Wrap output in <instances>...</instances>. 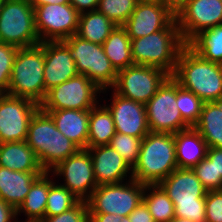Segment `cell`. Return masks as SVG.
<instances>
[{
  "label": "cell",
  "instance_id": "cell-1",
  "mask_svg": "<svg viewBox=\"0 0 222 222\" xmlns=\"http://www.w3.org/2000/svg\"><path fill=\"white\" fill-rule=\"evenodd\" d=\"M171 77L204 103L222 101V64L203 59L187 45L181 50Z\"/></svg>",
  "mask_w": 222,
  "mask_h": 222
},
{
  "label": "cell",
  "instance_id": "cell-2",
  "mask_svg": "<svg viewBox=\"0 0 222 222\" xmlns=\"http://www.w3.org/2000/svg\"><path fill=\"white\" fill-rule=\"evenodd\" d=\"M177 168L174 134L149 132L142 139L130 177L145 185H157Z\"/></svg>",
  "mask_w": 222,
  "mask_h": 222
},
{
  "label": "cell",
  "instance_id": "cell-3",
  "mask_svg": "<svg viewBox=\"0 0 222 222\" xmlns=\"http://www.w3.org/2000/svg\"><path fill=\"white\" fill-rule=\"evenodd\" d=\"M185 46L175 18L165 29L131 40L134 65L159 68L172 76Z\"/></svg>",
  "mask_w": 222,
  "mask_h": 222
},
{
  "label": "cell",
  "instance_id": "cell-4",
  "mask_svg": "<svg viewBox=\"0 0 222 222\" xmlns=\"http://www.w3.org/2000/svg\"><path fill=\"white\" fill-rule=\"evenodd\" d=\"M26 143L34 150L44 171H52L80 148L57 128L52 117L39 108L32 117Z\"/></svg>",
  "mask_w": 222,
  "mask_h": 222
},
{
  "label": "cell",
  "instance_id": "cell-5",
  "mask_svg": "<svg viewBox=\"0 0 222 222\" xmlns=\"http://www.w3.org/2000/svg\"><path fill=\"white\" fill-rule=\"evenodd\" d=\"M174 204L175 217L205 222L207 190L192 169H175L158 184Z\"/></svg>",
  "mask_w": 222,
  "mask_h": 222
},
{
  "label": "cell",
  "instance_id": "cell-6",
  "mask_svg": "<svg viewBox=\"0 0 222 222\" xmlns=\"http://www.w3.org/2000/svg\"><path fill=\"white\" fill-rule=\"evenodd\" d=\"M44 66V49L40 45L18 48L7 94L40 105L47 94L44 87Z\"/></svg>",
  "mask_w": 222,
  "mask_h": 222
},
{
  "label": "cell",
  "instance_id": "cell-7",
  "mask_svg": "<svg viewBox=\"0 0 222 222\" xmlns=\"http://www.w3.org/2000/svg\"><path fill=\"white\" fill-rule=\"evenodd\" d=\"M0 42L27 48L40 44L34 8L28 0H4L0 9Z\"/></svg>",
  "mask_w": 222,
  "mask_h": 222
},
{
  "label": "cell",
  "instance_id": "cell-8",
  "mask_svg": "<svg viewBox=\"0 0 222 222\" xmlns=\"http://www.w3.org/2000/svg\"><path fill=\"white\" fill-rule=\"evenodd\" d=\"M64 42L71 50L78 74L85 75L102 91L114 86L118 71L104 53L102 45L84 40L76 34Z\"/></svg>",
  "mask_w": 222,
  "mask_h": 222
},
{
  "label": "cell",
  "instance_id": "cell-9",
  "mask_svg": "<svg viewBox=\"0 0 222 222\" xmlns=\"http://www.w3.org/2000/svg\"><path fill=\"white\" fill-rule=\"evenodd\" d=\"M126 185H98L86 200L89 213L118 214L128 216L142 201L145 184L129 179Z\"/></svg>",
  "mask_w": 222,
  "mask_h": 222
},
{
  "label": "cell",
  "instance_id": "cell-10",
  "mask_svg": "<svg viewBox=\"0 0 222 222\" xmlns=\"http://www.w3.org/2000/svg\"><path fill=\"white\" fill-rule=\"evenodd\" d=\"M169 77L159 68L132 65L118 71L112 88L124 98L146 104Z\"/></svg>",
  "mask_w": 222,
  "mask_h": 222
},
{
  "label": "cell",
  "instance_id": "cell-11",
  "mask_svg": "<svg viewBox=\"0 0 222 222\" xmlns=\"http://www.w3.org/2000/svg\"><path fill=\"white\" fill-rule=\"evenodd\" d=\"M150 132L172 133L189 128L176 103V81L170 76L145 104Z\"/></svg>",
  "mask_w": 222,
  "mask_h": 222
},
{
  "label": "cell",
  "instance_id": "cell-12",
  "mask_svg": "<svg viewBox=\"0 0 222 222\" xmlns=\"http://www.w3.org/2000/svg\"><path fill=\"white\" fill-rule=\"evenodd\" d=\"M100 90L85 75L78 74L47 91L40 104L42 110H90L97 104L96 96Z\"/></svg>",
  "mask_w": 222,
  "mask_h": 222
},
{
  "label": "cell",
  "instance_id": "cell-13",
  "mask_svg": "<svg viewBox=\"0 0 222 222\" xmlns=\"http://www.w3.org/2000/svg\"><path fill=\"white\" fill-rule=\"evenodd\" d=\"M40 42L64 41L77 33L80 13L70 4H44L34 8Z\"/></svg>",
  "mask_w": 222,
  "mask_h": 222
},
{
  "label": "cell",
  "instance_id": "cell-14",
  "mask_svg": "<svg viewBox=\"0 0 222 222\" xmlns=\"http://www.w3.org/2000/svg\"><path fill=\"white\" fill-rule=\"evenodd\" d=\"M39 108L29 99L0 94V143L26 141L29 123Z\"/></svg>",
  "mask_w": 222,
  "mask_h": 222
},
{
  "label": "cell",
  "instance_id": "cell-15",
  "mask_svg": "<svg viewBox=\"0 0 222 222\" xmlns=\"http://www.w3.org/2000/svg\"><path fill=\"white\" fill-rule=\"evenodd\" d=\"M53 169V174L59 176L62 174L65 178V185L61 186L67 188L81 201H86L98 186L88 149H79Z\"/></svg>",
  "mask_w": 222,
  "mask_h": 222
},
{
  "label": "cell",
  "instance_id": "cell-16",
  "mask_svg": "<svg viewBox=\"0 0 222 222\" xmlns=\"http://www.w3.org/2000/svg\"><path fill=\"white\" fill-rule=\"evenodd\" d=\"M176 21L187 44L198 33L222 24L221 0H190L176 15Z\"/></svg>",
  "mask_w": 222,
  "mask_h": 222
},
{
  "label": "cell",
  "instance_id": "cell-17",
  "mask_svg": "<svg viewBox=\"0 0 222 222\" xmlns=\"http://www.w3.org/2000/svg\"><path fill=\"white\" fill-rule=\"evenodd\" d=\"M175 18L164 4L139 0L123 27L132 40L165 29Z\"/></svg>",
  "mask_w": 222,
  "mask_h": 222
},
{
  "label": "cell",
  "instance_id": "cell-18",
  "mask_svg": "<svg viewBox=\"0 0 222 222\" xmlns=\"http://www.w3.org/2000/svg\"><path fill=\"white\" fill-rule=\"evenodd\" d=\"M39 45L44 49L46 91L78 75L71 50L64 41L40 42Z\"/></svg>",
  "mask_w": 222,
  "mask_h": 222
},
{
  "label": "cell",
  "instance_id": "cell-19",
  "mask_svg": "<svg viewBox=\"0 0 222 222\" xmlns=\"http://www.w3.org/2000/svg\"><path fill=\"white\" fill-rule=\"evenodd\" d=\"M110 110L116 132L144 138L149 132L145 104L124 98L114 92Z\"/></svg>",
  "mask_w": 222,
  "mask_h": 222
},
{
  "label": "cell",
  "instance_id": "cell-20",
  "mask_svg": "<svg viewBox=\"0 0 222 222\" xmlns=\"http://www.w3.org/2000/svg\"><path fill=\"white\" fill-rule=\"evenodd\" d=\"M93 162L97 185L119 184L132 171L129 164L110 145L87 147Z\"/></svg>",
  "mask_w": 222,
  "mask_h": 222
},
{
  "label": "cell",
  "instance_id": "cell-21",
  "mask_svg": "<svg viewBox=\"0 0 222 222\" xmlns=\"http://www.w3.org/2000/svg\"><path fill=\"white\" fill-rule=\"evenodd\" d=\"M53 119L56 128L80 149H87L90 110H43Z\"/></svg>",
  "mask_w": 222,
  "mask_h": 222
},
{
  "label": "cell",
  "instance_id": "cell-22",
  "mask_svg": "<svg viewBox=\"0 0 222 222\" xmlns=\"http://www.w3.org/2000/svg\"><path fill=\"white\" fill-rule=\"evenodd\" d=\"M174 141L178 168L192 169L207 156L209 147L194 127L175 133Z\"/></svg>",
  "mask_w": 222,
  "mask_h": 222
},
{
  "label": "cell",
  "instance_id": "cell-23",
  "mask_svg": "<svg viewBox=\"0 0 222 222\" xmlns=\"http://www.w3.org/2000/svg\"><path fill=\"white\" fill-rule=\"evenodd\" d=\"M43 173L13 171L0 166V199L17 209L27 196L33 182Z\"/></svg>",
  "mask_w": 222,
  "mask_h": 222
},
{
  "label": "cell",
  "instance_id": "cell-24",
  "mask_svg": "<svg viewBox=\"0 0 222 222\" xmlns=\"http://www.w3.org/2000/svg\"><path fill=\"white\" fill-rule=\"evenodd\" d=\"M0 166L13 171L45 172L26 141L0 143Z\"/></svg>",
  "mask_w": 222,
  "mask_h": 222
},
{
  "label": "cell",
  "instance_id": "cell-25",
  "mask_svg": "<svg viewBox=\"0 0 222 222\" xmlns=\"http://www.w3.org/2000/svg\"><path fill=\"white\" fill-rule=\"evenodd\" d=\"M194 128L209 148L222 149V101L203 103L200 117Z\"/></svg>",
  "mask_w": 222,
  "mask_h": 222
},
{
  "label": "cell",
  "instance_id": "cell-26",
  "mask_svg": "<svg viewBox=\"0 0 222 222\" xmlns=\"http://www.w3.org/2000/svg\"><path fill=\"white\" fill-rule=\"evenodd\" d=\"M48 171L41 174L32 184L24 201L16 209L18 213L24 212L28 221H40L45 217L47 196L50 186L54 183L48 178Z\"/></svg>",
  "mask_w": 222,
  "mask_h": 222
},
{
  "label": "cell",
  "instance_id": "cell-27",
  "mask_svg": "<svg viewBox=\"0 0 222 222\" xmlns=\"http://www.w3.org/2000/svg\"><path fill=\"white\" fill-rule=\"evenodd\" d=\"M104 53L119 71L134 65L131 51V39L123 26H116L102 44Z\"/></svg>",
  "mask_w": 222,
  "mask_h": 222
},
{
  "label": "cell",
  "instance_id": "cell-28",
  "mask_svg": "<svg viewBox=\"0 0 222 222\" xmlns=\"http://www.w3.org/2000/svg\"><path fill=\"white\" fill-rule=\"evenodd\" d=\"M116 25L98 10L79 15L76 35L89 42L102 45Z\"/></svg>",
  "mask_w": 222,
  "mask_h": 222
},
{
  "label": "cell",
  "instance_id": "cell-29",
  "mask_svg": "<svg viewBox=\"0 0 222 222\" xmlns=\"http://www.w3.org/2000/svg\"><path fill=\"white\" fill-rule=\"evenodd\" d=\"M113 116L106 105L90 109L87 147L109 145L115 135Z\"/></svg>",
  "mask_w": 222,
  "mask_h": 222
},
{
  "label": "cell",
  "instance_id": "cell-30",
  "mask_svg": "<svg viewBox=\"0 0 222 222\" xmlns=\"http://www.w3.org/2000/svg\"><path fill=\"white\" fill-rule=\"evenodd\" d=\"M186 45L203 59L222 64V24L198 33Z\"/></svg>",
  "mask_w": 222,
  "mask_h": 222
},
{
  "label": "cell",
  "instance_id": "cell-31",
  "mask_svg": "<svg viewBox=\"0 0 222 222\" xmlns=\"http://www.w3.org/2000/svg\"><path fill=\"white\" fill-rule=\"evenodd\" d=\"M147 190H151V192L146 195ZM143 202L148 207L155 222H169L175 217L173 202L158 184L145 185Z\"/></svg>",
  "mask_w": 222,
  "mask_h": 222
},
{
  "label": "cell",
  "instance_id": "cell-32",
  "mask_svg": "<svg viewBox=\"0 0 222 222\" xmlns=\"http://www.w3.org/2000/svg\"><path fill=\"white\" fill-rule=\"evenodd\" d=\"M79 200L67 188L55 184L50 186L47 196L45 217H52L66 212L77 205Z\"/></svg>",
  "mask_w": 222,
  "mask_h": 222
},
{
  "label": "cell",
  "instance_id": "cell-33",
  "mask_svg": "<svg viewBox=\"0 0 222 222\" xmlns=\"http://www.w3.org/2000/svg\"><path fill=\"white\" fill-rule=\"evenodd\" d=\"M176 103L182 119L190 127H194L200 117L204 102L192 91L186 90L176 82Z\"/></svg>",
  "mask_w": 222,
  "mask_h": 222
},
{
  "label": "cell",
  "instance_id": "cell-34",
  "mask_svg": "<svg viewBox=\"0 0 222 222\" xmlns=\"http://www.w3.org/2000/svg\"><path fill=\"white\" fill-rule=\"evenodd\" d=\"M139 0H99L97 10L116 26H123Z\"/></svg>",
  "mask_w": 222,
  "mask_h": 222
},
{
  "label": "cell",
  "instance_id": "cell-35",
  "mask_svg": "<svg viewBox=\"0 0 222 222\" xmlns=\"http://www.w3.org/2000/svg\"><path fill=\"white\" fill-rule=\"evenodd\" d=\"M141 142L142 138L116 132L109 145L133 168L139 157Z\"/></svg>",
  "mask_w": 222,
  "mask_h": 222
},
{
  "label": "cell",
  "instance_id": "cell-36",
  "mask_svg": "<svg viewBox=\"0 0 222 222\" xmlns=\"http://www.w3.org/2000/svg\"><path fill=\"white\" fill-rule=\"evenodd\" d=\"M18 48L11 44L0 42V94L8 92L12 67Z\"/></svg>",
  "mask_w": 222,
  "mask_h": 222
},
{
  "label": "cell",
  "instance_id": "cell-37",
  "mask_svg": "<svg viewBox=\"0 0 222 222\" xmlns=\"http://www.w3.org/2000/svg\"><path fill=\"white\" fill-rule=\"evenodd\" d=\"M192 170L207 191L222 190V178H216L215 166L207 157L195 165Z\"/></svg>",
  "mask_w": 222,
  "mask_h": 222
},
{
  "label": "cell",
  "instance_id": "cell-38",
  "mask_svg": "<svg viewBox=\"0 0 222 222\" xmlns=\"http://www.w3.org/2000/svg\"><path fill=\"white\" fill-rule=\"evenodd\" d=\"M89 211L86 201H80L70 210L52 217H44L39 222H88Z\"/></svg>",
  "mask_w": 222,
  "mask_h": 222
},
{
  "label": "cell",
  "instance_id": "cell-39",
  "mask_svg": "<svg viewBox=\"0 0 222 222\" xmlns=\"http://www.w3.org/2000/svg\"><path fill=\"white\" fill-rule=\"evenodd\" d=\"M205 222H222V190L207 191Z\"/></svg>",
  "mask_w": 222,
  "mask_h": 222
},
{
  "label": "cell",
  "instance_id": "cell-40",
  "mask_svg": "<svg viewBox=\"0 0 222 222\" xmlns=\"http://www.w3.org/2000/svg\"><path fill=\"white\" fill-rule=\"evenodd\" d=\"M130 222H155L148 207L142 201L129 215Z\"/></svg>",
  "mask_w": 222,
  "mask_h": 222
},
{
  "label": "cell",
  "instance_id": "cell-41",
  "mask_svg": "<svg viewBox=\"0 0 222 222\" xmlns=\"http://www.w3.org/2000/svg\"><path fill=\"white\" fill-rule=\"evenodd\" d=\"M90 222H130L128 216L109 213H89Z\"/></svg>",
  "mask_w": 222,
  "mask_h": 222
},
{
  "label": "cell",
  "instance_id": "cell-42",
  "mask_svg": "<svg viewBox=\"0 0 222 222\" xmlns=\"http://www.w3.org/2000/svg\"><path fill=\"white\" fill-rule=\"evenodd\" d=\"M215 166L216 178H222V149L208 148L206 156Z\"/></svg>",
  "mask_w": 222,
  "mask_h": 222
},
{
  "label": "cell",
  "instance_id": "cell-43",
  "mask_svg": "<svg viewBox=\"0 0 222 222\" xmlns=\"http://www.w3.org/2000/svg\"><path fill=\"white\" fill-rule=\"evenodd\" d=\"M17 216V210L14 206L0 199V222H12Z\"/></svg>",
  "mask_w": 222,
  "mask_h": 222
},
{
  "label": "cell",
  "instance_id": "cell-44",
  "mask_svg": "<svg viewBox=\"0 0 222 222\" xmlns=\"http://www.w3.org/2000/svg\"><path fill=\"white\" fill-rule=\"evenodd\" d=\"M99 0H69V3L81 14L85 10H97ZM90 8V10L88 9Z\"/></svg>",
  "mask_w": 222,
  "mask_h": 222
},
{
  "label": "cell",
  "instance_id": "cell-45",
  "mask_svg": "<svg viewBox=\"0 0 222 222\" xmlns=\"http://www.w3.org/2000/svg\"><path fill=\"white\" fill-rule=\"evenodd\" d=\"M190 0H164V5L176 16Z\"/></svg>",
  "mask_w": 222,
  "mask_h": 222
},
{
  "label": "cell",
  "instance_id": "cell-46",
  "mask_svg": "<svg viewBox=\"0 0 222 222\" xmlns=\"http://www.w3.org/2000/svg\"><path fill=\"white\" fill-rule=\"evenodd\" d=\"M33 8L44 4H65L69 3V0H28Z\"/></svg>",
  "mask_w": 222,
  "mask_h": 222
},
{
  "label": "cell",
  "instance_id": "cell-47",
  "mask_svg": "<svg viewBox=\"0 0 222 222\" xmlns=\"http://www.w3.org/2000/svg\"><path fill=\"white\" fill-rule=\"evenodd\" d=\"M169 222H193V221L188 220V219H182V218L174 217Z\"/></svg>",
  "mask_w": 222,
  "mask_h": 222
},
{
  "label": "cell",
  "instance_id": "cell-48",
  "mask_svg": "<svg viewBox=\"0 0 222 222\" xmlns=\"http://www.w3.org/2000/svg\"><path fill=\"white\" fill-rule=\"evenodd\" d=\"M140 1L159 2L164 4V0H140Z\"/></svg>",
  "mask_w": 222,
  "mask_h": 222
},
{
  "label": "cell",
  "instance_id": "cell-49",
  "mask_svg": "<svg viewBox=\"0 0 222 222\" xmlns=\"http://www.w3.org/2000/svg\"><path fill=\"white\" fill-rule=\"evenodd\" d=\"M3 1H4V0H0V9H1V6H2Z\"/></svg>",
  "mask_w": 222,
  "mask_h": 222
}]
</instances>
